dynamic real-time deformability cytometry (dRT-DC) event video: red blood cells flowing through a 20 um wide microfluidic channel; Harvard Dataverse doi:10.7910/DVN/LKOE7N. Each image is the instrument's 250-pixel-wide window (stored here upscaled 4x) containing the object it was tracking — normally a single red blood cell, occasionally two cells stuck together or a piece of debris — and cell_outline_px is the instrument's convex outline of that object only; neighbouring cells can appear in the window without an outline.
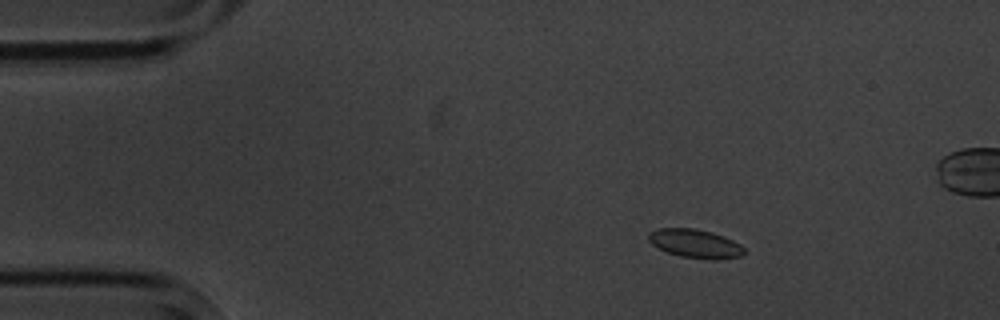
{"species": "common noctule bat (a hibernating species)", "species_latin": "Nyctalus noctula", "temperature_condition": "cold", "stored_images_in_passage": 3, "camera_frame_rate_fps": 3000, "um_per_image_px": 0.085, "animal": {"sex": "male", "body_mass_g": 20.1, "forearm_length_mm": 53.5}, "frame": {"image": 1, "passage_image": 1, "time_ms": 0.0, "image_size_px": [1000, 320], "cell_outline_px": [[744, 252], [740, 256], [712, 260], [680, 256], [668, 252], [652, 244], [648, 240], [648, 232], [656, 228], [696, 228], [712, 232], [724, 236], [740, 244], [744, 248]], "centroid_in_image_um": [59.07, 20.69], "position_along_channel_um": 25.9, "area_um2": 15.95}}